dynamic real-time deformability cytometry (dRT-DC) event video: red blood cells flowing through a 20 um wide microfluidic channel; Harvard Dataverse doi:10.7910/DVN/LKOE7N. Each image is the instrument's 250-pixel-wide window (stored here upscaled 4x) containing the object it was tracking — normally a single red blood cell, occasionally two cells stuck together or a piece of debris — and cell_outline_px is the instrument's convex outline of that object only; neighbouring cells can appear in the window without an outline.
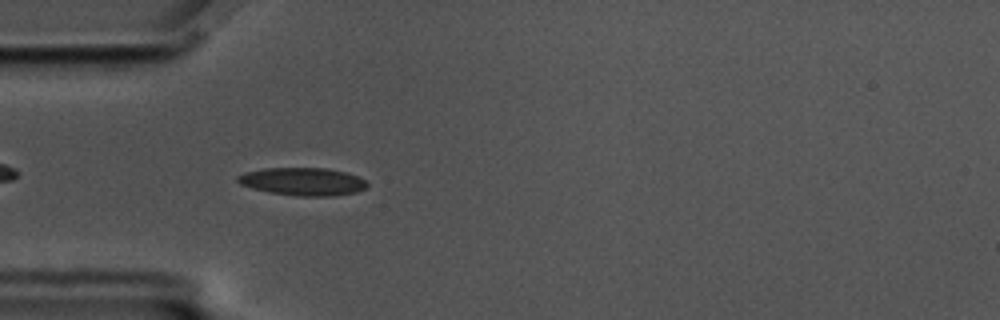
{"species": "common noctule bat (a hibernating species)", "species_latin": "Nyctalus noctula", "temperature_condition": "cold", "stored_images_in_passage": 45, "camera_frame_rate_fps": 3000, "um_per_image_px": 0.085, "animal": {"sex": "male", "body_mass_g": 17.5, "forearm_length_mm": 52.3}, "frame": {"image": 1, "passage_image": 4, "time_ms": 1.0, "image_size_px": [1000, 320], "cell_outline_px": [[368, 184], [364, 188], [356, 192], [332, 196], [300, 196], [268, 192], [252, 188], [240, 184], [236, 180], [236, 176], [244, 172], [264, 168], [324, 168], [344, 172], [356, 176], [364, 180]], "centroid_in_image_um": [25.68, 15.43], "position_along_channel_um": 59.3, "area_um2": 20.87}}
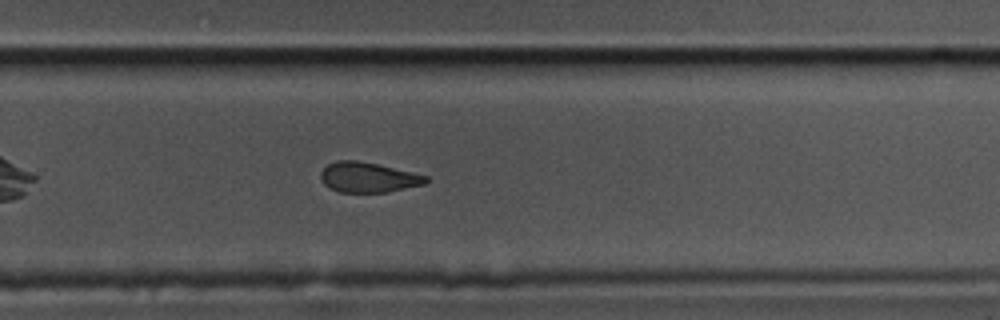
{"frame": {"image": 2, "passage_image": 25, "time_ms": 8.0, "image_size_px": [1000, 320], "cell_outline_px": [[428, 180], [424, 184], [388, 192], [340, 192], [328, 188], [324, 184], [320, 176], [320, 172], [328, 164], [336, 160], [356, 160], [376, 164], [412, 172], [428, 176]], "centroid_in_image_um": [31.26, 15.08], "position_along_channel_um": 298.5, "area_um2": 18.38}}
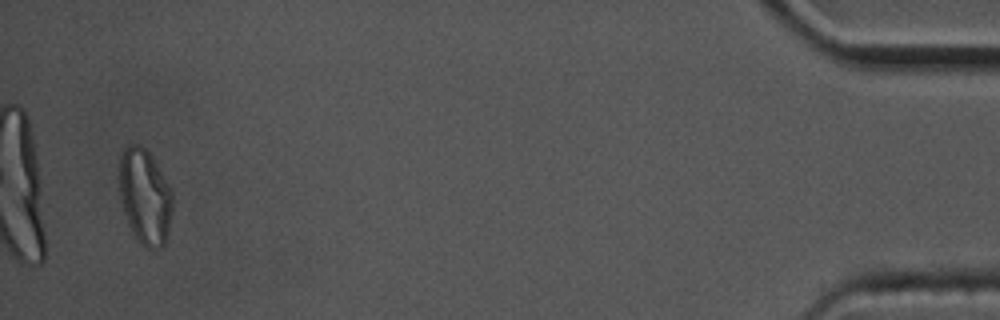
{"frame": {"image": 3, "passage_image": 43, "time_ms": 14.0, "image_size_px": [1000, 320], "cell_outline_px": [[172, 212], [168, 232], [164, 244], [160, 248], [144, 248], [136, 240], [128, 224], [124, 212], [120, 196], [120, 156], [124, 148], [128, 144], [140, 144], [148, 152], [168, 184], [172, 192]], "centroid_in_image_um": [12.31, 16.75], "position_along_channel_um": 422.9, "area_um2": 29.42}, "authors_computed_cell_mechanics": {"area_um2": 20.2878, "velocity_mm_per_s": 3.4584, "shape_relaxation_time_tau1_ms": 10.6884, "shape_relaxation_time_tau2_ms": 2.8516, "deformation_change_tau1": 0.1954, "deformation_change_tau2": 0.0979}}